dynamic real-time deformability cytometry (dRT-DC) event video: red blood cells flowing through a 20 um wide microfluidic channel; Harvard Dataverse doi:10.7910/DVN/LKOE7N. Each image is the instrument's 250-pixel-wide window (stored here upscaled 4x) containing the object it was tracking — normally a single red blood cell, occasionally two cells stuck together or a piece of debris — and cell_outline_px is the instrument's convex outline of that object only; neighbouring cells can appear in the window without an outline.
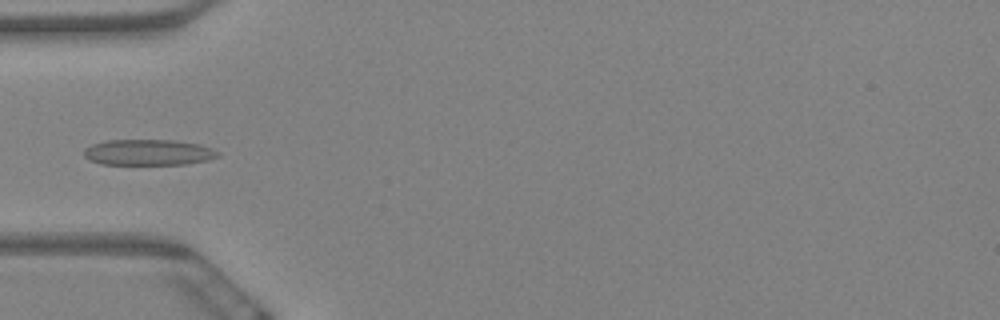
{"species": "Egyptian fruit bat (a non-hibernating species)", "species_latin": "Rousettus aegyptiacus", "temperature_condition": "warm", "stored_images_in_passage": 11, "camera_frame_rate_fps": 3000, "um_per_image_px": 0.085, "animal": {"sex": "female"}, "frame": {"image": 1, "passage_image": 5, "time_ms": 1.333, "image_size_px": [1000, 320], "cell_outline_px": [[220, 156], [208, 160], [184, 164], [100, 164], [88, 160], [84, 156], [84, 148], [92, 144], [108, 140], [176, 140], [200, 144], [212, 148], [220, 152]], "centroid_in_image_um": [12.62, 12.95], "position_along_channel_um": 72.4, "area_um2": 20.35}}
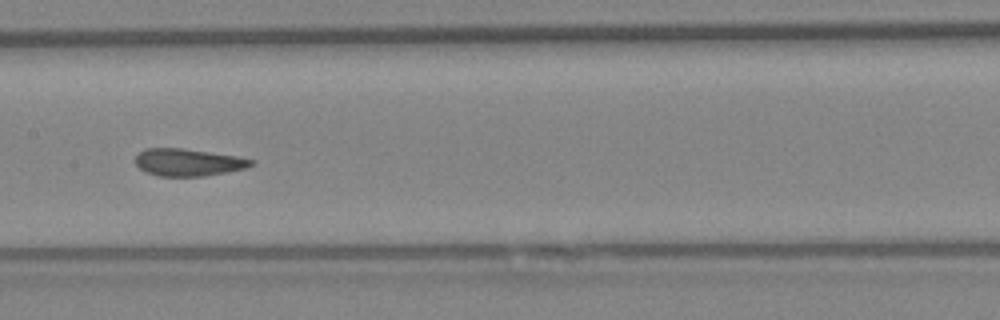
{"frame": {"image": 2, "passage_image": 8, "time_ms": 2.333, "image_size_px": [1000, 320], "cell_outline_px": [[256, 160], [252, 164], [244, 168], [204, 176], [156, 176], [144, 172], [136, 164], [136, 156], [144, 148], [180, 148], [236, 156]], "centroid_in_image_um": [15.94, 13.8], "position_along_channel_um": 191.5, "area_um2": 18.21}}
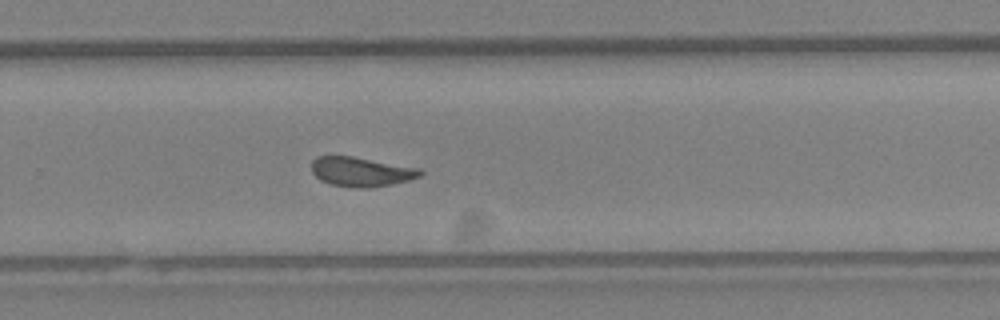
{"frame": {"image": 3, "passage_image": 11, "time_ms": 3.333, "image_size_px": [1000, 320], "cell_outline_px": [[424, 172], [420, 176], [408, 180], [392, 184], [372, 188], [352, 188], [332, 184], [320, 180], [312, 172], [312, 160], [316, 156], [352, 156], [420, 168]], "centroid_in_image_um": [30.7, 14.6], "position_along_channel_um": 299.1, "area_um2": 18.73}}